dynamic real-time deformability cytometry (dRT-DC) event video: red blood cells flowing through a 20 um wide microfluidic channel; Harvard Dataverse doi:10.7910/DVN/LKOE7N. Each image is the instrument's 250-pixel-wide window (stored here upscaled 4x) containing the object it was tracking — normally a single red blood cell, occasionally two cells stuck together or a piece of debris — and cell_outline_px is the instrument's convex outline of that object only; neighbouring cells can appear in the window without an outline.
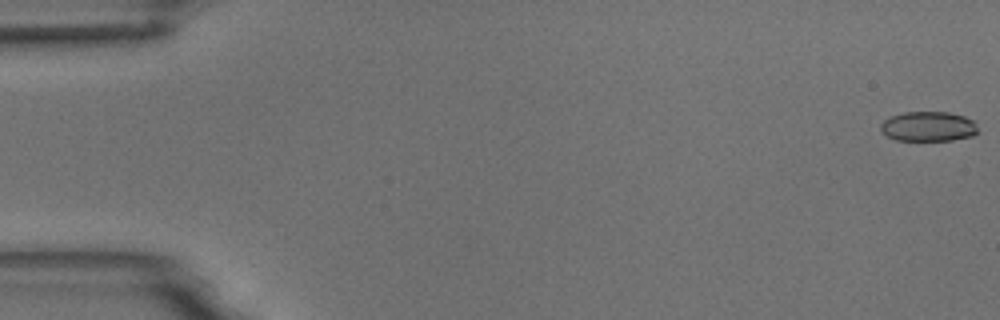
{"species": "common noctule bat (a hibernating species)", "species_latin": "Nyctalus noctula", "temperature_condition": "room temperature", "stored_images_in_passage": 54, "camera_frame_rate_fps": 3000, "um_per_image_px": 0.085, "animal": {"sex": "male", "body_mass_g": 18.8}, "frame": {"image": 1, "passage_image": 1, "time_ms": 0.0, "image_size_px": [1000, 320], "cell_outline_px": [[980, 132], [972, 136], [952, 140], [896, 140], [880, 132], [880, 124], [884, 120], [892, 116], [904, 112], [948, 112], [964, 116], [972, 120], [976, 124]], "centroid_in_image_um": [78.92, 10.75], "position_along_channel_um": 6.1, "area_um2": 16.99}}
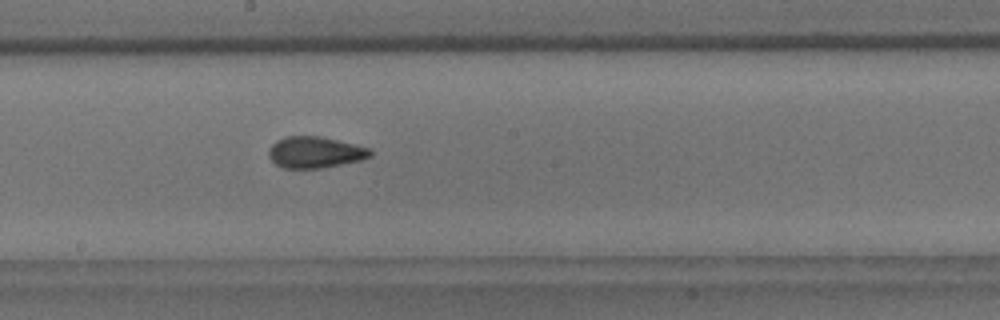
{"frame": {"image": 2, "passage_image": 30, "time_ms": 9.667, "image_size_px": [1000, 320], "cell_outline_px": [[372, 156], [360, 160], [320, 168], [284, 168], [276, 164], [268, 156], [268, 148], [276, 140], [284, 136], [320, 136], [368, 148], [372, 152]], "centroid_in_image_um": [26.72, 12.94], "position_along_channel_um": 221.5, "area_um2": 18.38}}
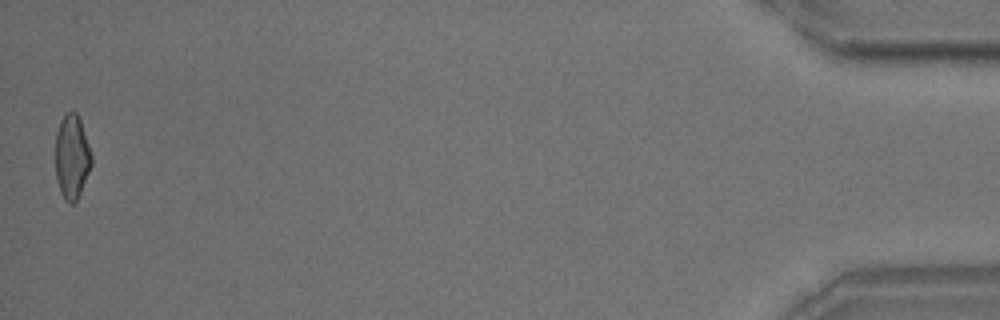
{"frame": {"image": 3, "passage_image": 54, "time_ms": 17.667, "image_size_px": [1000, 320], "cell_outline_px": [[92, 164], [80, 192], [76, 200], [72, 204], [68, 204], [64, 200], [60, 192], [56, 176], [56, 132], [60, 120], [72, 108], [76, 112], [80, 120], [92, 156]], "centroid_in_image_um": [6.1, 13.33], "position_along_channel_um": 429.1, "area_um2": 17.63}, "authors_computed_cell_mechanics": {"area_um2": 18.3804, "velocity_mm_per_s": 3.7713, "shape_relaxation_time_tau1_ms": 7.389, "shape_relaxation_time_tau2_ms": 1.4612, "deformation_change_tau1": 0.163, "deformation_change_tau2": 0.0658}}